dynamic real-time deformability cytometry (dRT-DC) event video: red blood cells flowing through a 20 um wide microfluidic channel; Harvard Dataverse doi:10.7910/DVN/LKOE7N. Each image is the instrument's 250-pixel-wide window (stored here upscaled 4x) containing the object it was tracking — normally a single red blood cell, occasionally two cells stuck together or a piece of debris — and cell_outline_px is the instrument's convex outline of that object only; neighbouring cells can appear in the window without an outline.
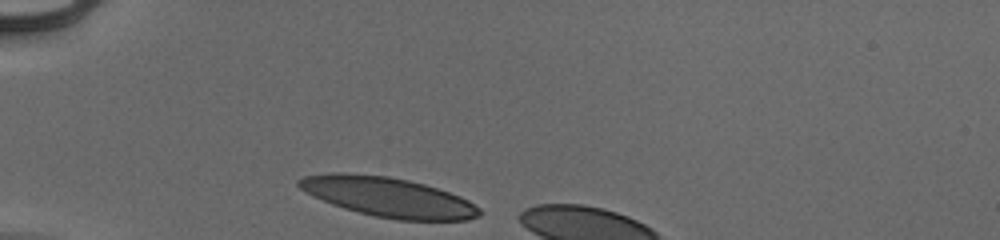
{"species": "human", "species_latin": "Homo sapiens", "temperature_condition": "cold", "stored_images_in_passage": 6, "camera_frame_rate_fps": 3000, "um_per_image_px": 0.085, "donor": {"sex": "male"}, "frame": {"image": 1, "passage_image": 1, "time_ms": 0.0, "image_size_px": [1000, 240], "cell_outline_px": [[484, 212], [480, 216], [468, 220], [396, 220], [376, 216], [344, 208], [332, 204], [312, 196], [300, 188], [296, 184], [296, 180], [304, 176], [328, 172], [344, 172], [388, 176], [408, 180], [424, 184], [460, 196], [468, 200], [480, 208]], "centroid_in_image_um": [32.99, 16.74], "position_along_channel_um": 52.0, "area_um2": 41.79}}